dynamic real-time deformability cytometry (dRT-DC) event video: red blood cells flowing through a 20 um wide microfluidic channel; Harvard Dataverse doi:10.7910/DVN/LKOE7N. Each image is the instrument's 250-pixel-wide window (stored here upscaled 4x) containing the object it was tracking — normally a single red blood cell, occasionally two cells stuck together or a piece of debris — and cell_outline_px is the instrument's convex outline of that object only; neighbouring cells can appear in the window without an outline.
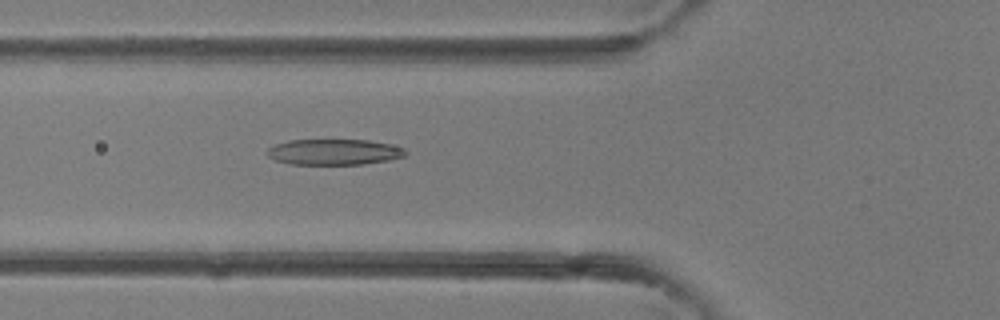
{"species": "common noctule bat (a hibernating species)", "species_latin": "Nyctalus noctula", "temperature_condition": "room temperature", "stored_images_in_passage": 38, "camera_frame_rate_fps": 3000, "um_per_image_px": 0.085, "animal": {"sex": "female"}, "frame": {"image": 1, "passage_image": 12, "time_ms": 3.667, "image_size_px": [1000, 320], "cell_outline_px": [[408, 152], [404, 156], [388, 160], [364, 164], [288, 164], [276, 160], [268, 156], [268, 148], [276, 144], [288, 140], [368, 140], [388, 144], [404, 148]], "centroid_in_image_um": [28.39, 12.92], "position_along_channel_um": 97.4, "area_um2": 20.63}}
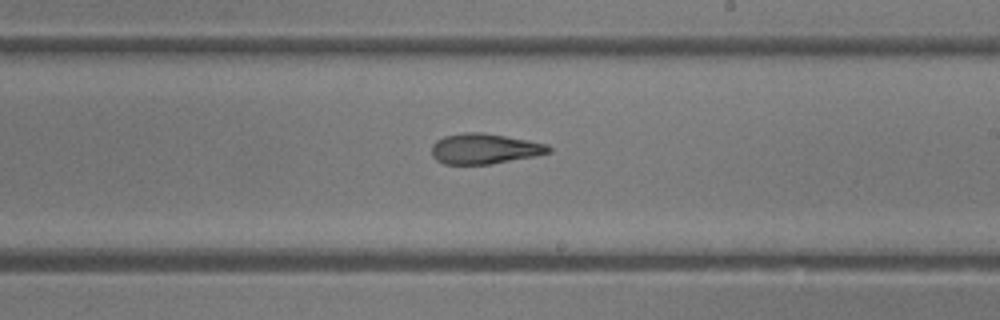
{"frame": {"image": 2, "passage_image": 21, "time_ms": 6.667, "image_size_px": [1000, 320], "cell_outline_px": [[552, 152], [536, 156], [492, 164], [444, 164], [436, 160], [432, 156], [432, 144], [436, 140], [444, 136], [464, 132], [484, 132], [528, 140], [548, 144], [552, 148]], "centroid_in_image_um": [41.2, 12.64], "position_along_channel_um": 247.8, "area_um2": 20.98}}
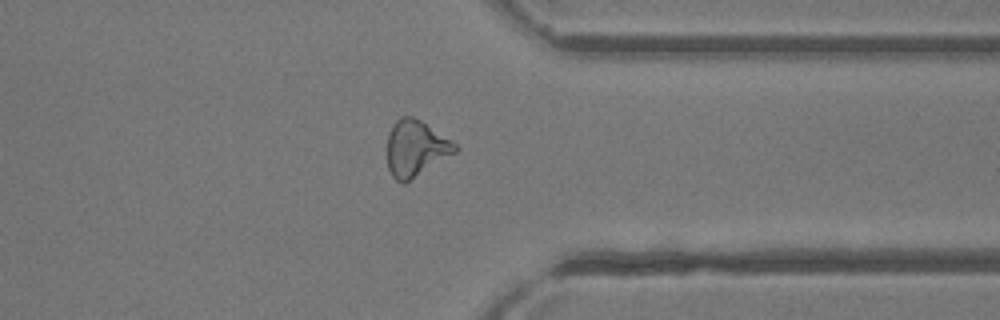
{"frame": {"image": 3, "passage_image": 29, "time_ms": 9.333, "image_size_px": [1000, 320], "cell_outline_px": [[460, 148], [456, 152], [404, 184], [396, 180], [392, 176], [388, 168], [388, 132], [392, 124], [400, 116], [412, 116], [420, 120], [456, 144]], "centroid_in_image_um": [35.31, 12.61], "position_along_channel_um": 376.1, "area_um2": 22.02}}